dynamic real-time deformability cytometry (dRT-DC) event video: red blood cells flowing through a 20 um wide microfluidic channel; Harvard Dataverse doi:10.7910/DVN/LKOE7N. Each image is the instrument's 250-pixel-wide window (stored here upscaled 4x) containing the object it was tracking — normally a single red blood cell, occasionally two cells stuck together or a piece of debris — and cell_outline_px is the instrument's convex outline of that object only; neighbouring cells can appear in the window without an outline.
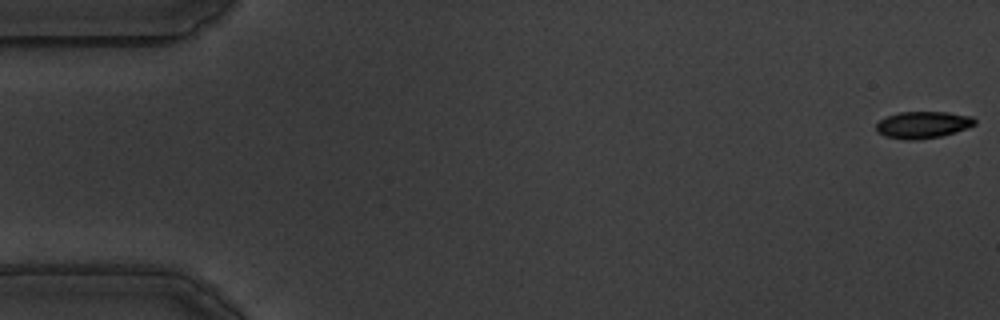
{"species": "common noctule bat (a hibernating species)", "species_latin": "Nyctalus noctula", "temperature_condition": "warm", "stored_images_in_passage": 57, "camera_frame_rate_fps": 3000, "um_per_image_px": 0.085, "animal": {"sex": "male", "body_mass_g": 19.5, "forearm_length_mm": 54.6}, "frame": {"image": 1, "passage_image": 1, "time_ms": 0.0, "image_size_px": [1000, 320], "cell_outline_px": [[976, 124], [940, 136], [916, 140], [904, 140], [884, 136], [876, 132], [876, 124], [880, 120], [888, 116], [900, 112], [948, 112], [972, 116], [976, 120]], "centroid_in_image_um": [78.4, 10.61], "position_along_channel_um": 6.6, "area_um2": 15.32}}
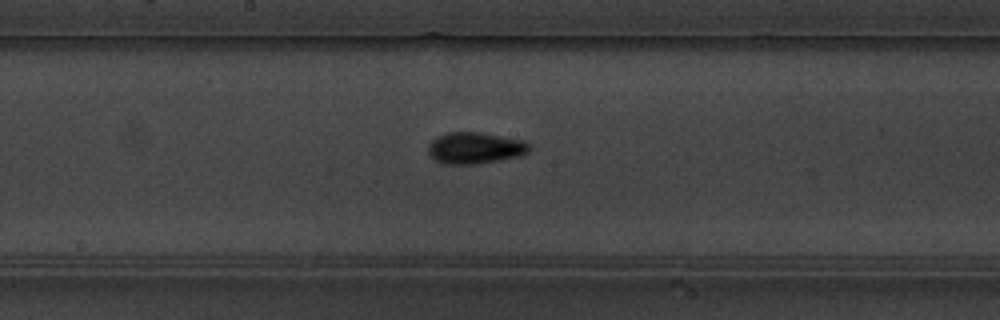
{"frame": {"image": 2, "passage_image": 30, "time_ms": 9.667, "image_size_px": [1000, 320], "cell_outline_px": [[532, 148], [528, 152], [516, 156], [496, 160], [472, 164], [444, 164], [436, 160], [428, 152], [428, 144], [436, 136], [448, 132], [480, 132], [524, 140]], "centroid_in_image_um": [40.35, 12.56], "position_along_channel_um": 207.9, "area_um2": 18.38}}
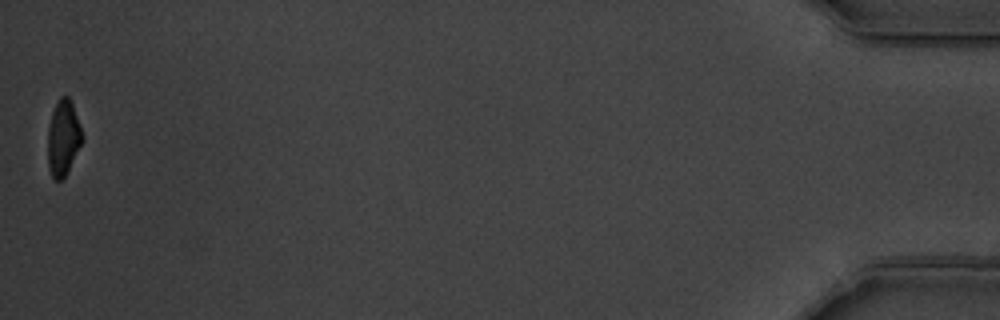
{"frame": {"image": 3, "passage_image": 57, "time_ms": 18.667, "image_size_px": [1000, 320], "cell_outline_px": [[84, 140], [64, 176], [60, 180], [56, 180], [52, 176], [48, 168], [48, 128], [52, 112], [60, 96], [68, 96], [72, 104], [80, 124], [84, 136]], "centroid_in_image_um": [5.38, 11.71], "position_along_channel_um": 429.8, "area_um2": 15.03}, "authors_computed_cell_mechanics": {"area_um2": 16.5308, "velocity_mm_per_s": 3.5442, "shape_relaxation_time_tau1_ms": 3.0248, "shape_relaxation_time_tau2_ms": 4.8599, "deformation_change_tau1": 0.1462, "deformation_change_tau2": 0.1026}}